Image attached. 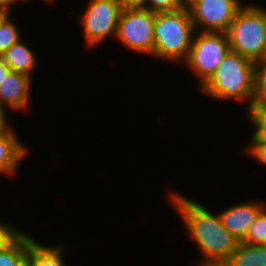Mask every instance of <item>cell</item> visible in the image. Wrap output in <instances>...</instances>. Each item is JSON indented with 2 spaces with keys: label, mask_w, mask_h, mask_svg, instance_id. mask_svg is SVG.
<instances>
[{
  "label": "cell",
  "mask_w": 266,
  "mask_h": 266,
  "mask_svg": "<svg viewBox=\"0 0 266 266\" xmlns=\"http://www.w3.org/2000/svg\"><path fill=\"white\" fill-rule=\"evenodd\" d=\"M166 198L185 225L189 238L195 242L194 246L197 245L202 254L196 265L221 266L237 249L240 241L223 226L218 212H211L198 200L181 192L169 190Z\"/></svg>",
  "instance_id": "obj_1"
},
{
  "label": "cell",
  "mask_w": 266,
  "mask_h": 266,
  "mask_svg": "<svg viewBox=\"0 0 266 266\" xmlns=\"http://www.w3.org/2000/svg\"><path fill=\"white\" fill-rule=\"evenodd\" d=\"M217 101L247 102L248 109L255 102V62L229 50L218 69L199 88Z\"/></svg>",
  "instance_id": "obj_2"
},
{
  "label": "cell",
  "mask_w": 266,
  "mask_h": 266,
  "mask_svg": "<svg viewBox=\"0 0 266 266\" xmlns=\"http://www.w3.org/2000/svg\"><path fill=\"white\" fill-rule=\"evenodd\" d=\"M196 30L188 8L156 12L152 57L182 64L188 57Z\"/></svg>",
  "instance_id": "obj_3"
},
{
  "label": "cell",
  "mask_w": 266,
  "mask_h": 266,
  "mask_svg": "<svg viewBox=\"0 0 266 266\" xmlns=\"http://www.w3.org/2000/svg\"><path fill=\"white\" fill-rule=\"evenodd\" d=\"M231 51L257 62L266 58V8L246 3L226 32Z\"/></svg>",
  "instance_id": "obj_4"
},
{
  "label": "cell",
  "mask_w": 266,
  "mask_h": 266,
  "mask_svg": "<svg viewBox=\"0 0 266 266\" xmlns=\"http://www.w3.org/2000/svg\"><path fill=\"white\" fill-rule=\"evenodd\" d=\"M229 50L226 33L196 31L189 55L181 65L198 78L197 87L200 88L218 69Z\"/></svg>",
  "instance_id": "obj_5"
},
{
  "label": "cell",
  "mask_w": 266,
  "mask_h": 266,
  "mask_svg": "<svg viewBox=\"0 0 266 266\" xmlns=\"http://www.w3.org/2000/svg\"><path fill=\"white\" fill-rule=\"evenodd\" d=\"M84 10L77 15V22L82 26L85 47L96 48L108 38L115 39L123 10L118 0H89Z\"/></svg>",
  "instance_id": "obj_6"
},
{
  "label": "cell",
  "mask_w": 266,
  "mask_h": 266,
  "mask_svg": "<svg viewBox=\"0 0 266 266\" xmlns=\"http://www.w3.org/2000/svg\"><path fill=\"white\" fill-rule=\"evenodd\" d=\"M156 12L143 7L124 8L119 17L115 40L134 53L152 56Z\"/></svg>",
  "instance_id": "obj_7"
},
{
  "label": "cell",
  "mask_w": 266,
  "mask_h": 266,
  "mask_svg": "<svg viewBox=\"0 0 266 266\" xmlns=\"http://www.w3.org/2000/svg\"><path fill=\"white\" fill-rule=\"evenodd\" d=\"M243 0H187L191 20L198 32L226 33Z\"/></svg>",
  "instance_id": "obj_8"
},
{
  "label": "cell",
  "mask_w": 266,
  "mask_h": 266,
  "mask_svg": "<svg viewBox=\"0 0 266 266\" xmlns=\"http://www.w3.org/2000/svg\"><path fill=\"white\" fill-rule=\"evenodd\" d=\"M33 80L26 74L11 71L0 83V109L6 112L30 110Z\"/></svg>",
  "instance_id": "obj_9"
},
{
  "label": "cell",
  "mask_w": 266,
  "mask_h": 266,
  "mask_svg": "<svg viewBox=\"0 0 266 266\" xmlns=\"http://www.w3.org/2000/svg\"><path fill=\"white\" fill-rule=\"evenodd\" d=\"M266 208V203L260 200L242 201L227 206L218 212L223 226L240 242H243L250 226L257 216Z\"/></svg>",
  "instance_id": "obj_10"
},
{
  "label": "cell",
  "mask_w": 266,
  "mask_h": 266,
  "mask_svg": "<svg viewBox=\"0 0 266 266\" xmlns=\"http://www.w3.org/2000/svg\"><path fill=\"white\" fill-rule=\"evenodd\" d=\"M17 136L19 135L12 126L0 135V174L10 178L16 176L19 166L30 151L28 145Z\"/></svg>",
  "instance_id": "obj_11"
},
{
  "label": "cell",
  "mask_w": 266,
  "mask_h": 266,
  "mask_svg": "<svg viewBox=\"0 0 266 266\" xmlns=\"http://www.w3.org/2000/svg\"><path fill=\"white\" fill-rule=\"evenodd\" d=\"M14 72L26 74L33 78V72L38 67L39 58L36 53L23 41V38L13 44L0 56Z\"/></svg>",
  "instance_id": "obj_12"
},
{
  "label": "cell",
  "mask_w": 266,
  "mask_h": 266,
  "mask_svg": "<svg viewBox=\"0 0 266 266\" xmlns=\"http://www.w3.org/2000/svg\"><path fill=\"white\" fill-rule=\"evenodd\" d=\"M63 244L46 245L34 241L29 248L24 266H66Z\"/></svg>",
  "instance_id": "obj_13"
},
{
  "label": "cell",
  "mask_w": 266,
  "mask_h": 266,
  "mask_svg": "<svg viewBox=\"0 0 266 266\" xmlns=\"http://www.w3.org/2000/svg\"><path fill=\"white\" fill-rule=\"evenodd\" d=\"M221 266H266V245L240 242Z\"/></svg>",
  "instance_id": "obj_14"
},
{
  "label": "cell",
  "mask_w": 266,
  "mask_h": 266,
  "mask_svg": "<svg viewBox=\"0 0 266 266\" xmlns=\"http://www.w3.org/2000/svg\"><path fill=\"white\" fill-rule=\"evenodd\" d=\"M36 240L23 230L8 246L0 251V266H24L31 244Z\"/></svg>",
  "instance_id": "obj_15"
},
{
  "label": "cell",
  "mask_w": 266,
  "mask_h": 266,
  "mask_svg": "<svg viewBox=\"0 0 266 266\" xmlns=\"http://www.w3.org/2000/svg\"><path fill=\"white\" fill-rule=\"evenodd\" d=\"M245 111V120L255 128L248 139L266 140V105H251Z\"/></svg>",
  "instance_id": "obj_16"
},
{
  "label": "cell",
  "mask_w": 266,
  "mask_h": 266,
  "mask_svg": "<svg viewBox=\"0 0 266 266\" xmlns=\"http://www.w3.org/2000/svg\"><path fill=\"white\" fill-rule=\"evenodd\" d=\"M11 15L0 27V56L22 39L21 29ZM20 29V30H19Z\"/></svg>",
  "instance_id": "obj_17"
},
{
  "label": "cell",
  "mask_w": 266,
  "mask_h": 266,
  "mask_svg": "<svg viewBox=\"0 0 266 266\" xmlns=\"http://www.w3.org/2000/svg\"><path fill=\"white\" fill-rule=\"evenodd\" d=\"M243 242L251 245H266V208L252 223Z\"/></svg>",
  "instance_id": "obj_18"
},
{
  "label": "cell",
  "mask_w": 266,
  "mask_h": 266,
  "mask_svg": "<svg viewBox=\"0 0 266 266\" xmlns=\"http://www.w3.org/2000/svg\"><path fill=\"white\" fill-rule=\"evenodd\" d=\"M266 105V58L255 62V102Z\"/></svg>",
  "instance_id": "obj_19"
},
{
  "label": "cell",
  "mask_w": 266,
  "mask_h": 266,
  "mask_svg": "<svg viewBox=\"0 0 266 266\" xmlns=\"http://www.w3.org/2000/svg\"><path fill=\"white\" fill-rule=\"evenodd\" d=\"M187 7V0H145L146 8L153 12H167L184 9Z\"/></svg>",
  "instance_id": "obj_20"
},
{
  "label": "cell",
  "mask_w": 266,
  "mask_h": 266,
  "mask_svg": "<svg viewBox=\"0 0 266 266\" xmlns=\"http://www.w3.org/2000/svg\"><path fill=\"white\" fill-rule=\"evenodd\" d=\"M248 143L247 148H244L242 153H247L249 158L266 166V140L250 139Z\"/></svg>",
  "instance_id": "obj_21"
},
{
  "label": "cell",
  "mask_w": 266,
  "mask_h": 266,
  "mask_svg": "<svg viewBox=\"0 0 266 266\" xmlns=\"http://www.w3.org/2000/svg\"><path fill=\"white\" fill-rule=\"evenodd\" d=\"M23 230L16 225L0 220V251L8 246Z\"/></svg>",
  "instance_id": "obj_22"
},
{
  "label": "cell",
  "mask_w": 266,
  "mask_h": 266,
  "mask_svg": "<svg viewBox=\"0 0 266 266\" xmlns=\"http://www.w3.org/2000/svg\"><path fill=\"white\" fill-rule=\"evenodd\" d=\"M9 115V112L0 109V135L4 134L11 126H13L9 122Z\"/></svg>",
  "instance_id": "obj_23"
},
{
  "label": "cell",
  "mask_w": 266,
  "mask_h": 266,
  "mask_svg": "<svg viewBox=\"0 0 266 266\" xmlns=\"http://www.w3.org/2000/svg\"><path fill=\"white\" fill-rule=\"evenodd\" d=\"M122 8H137L144 7L145 0H118Z\"/></svg>",
  "instance_id": "obj_24"
},
{
  "label": "cell",
  "mask_w": 266,
  "mask_h": 266,
  "mask_svg": "<svg viewBox=\"0 0 266 266\" xmlns=\"http://www.w3.org/2000/svg\"><path fill=\"white\" fill-rule=\"evenodd\" d=\"M10 66L0 57V83H2L11 72Z\"/></svg>",
  "instance_id": "obj_25"
},
{
  "label": "cell",
  "mask_w": 266,
  "mask_h": 266,
  "mask_svg": "<svg viewBox=\"0 0 266 266\" xmlns=\"http://www.w3.org/2000/svg\"><path fill=\"white\" fill-rule=\"evenodd\" d=\"M16 3H19V0H0V9L11 12Z\"/></svg>",
  "instance_id": "obj_26"
},
{
  "label": "cell",
  "mask_w": 266,
  "mask_h": 266,
  "mask_svg": "<svg viewBox=\"0 0 266 266\" xmlns=\"http://www.w3.org/2000/svg\"><path fill=\"white\" fill-rule=\"evenodd\" d=\"M12 14L10 11L0 9V27L3 22Z\"/></svg>",
  "instance_id": "obj_27"
},
{
  "label": "cell",
  "mask_w": 266,
  "mask_h": 266,
  "mask_svg": "<svg viewBox=\"0 0 266 266\" xmlns=\"http://www.w3.org/2000/svg\"><path fill=\"white\" fill-rule=\"evenodd\" d=\"M43 1V0H42ZM46 1V3L48 2V4H52V2L54 3L55 1H57V0H44V2Z\"/></svg>",
  "instance_id": "obj_28"
},
{
  "label": "cell",
  "mask_w": 266,
  "mask_h": 266,
  "mask_svg": "<svg viewBox=\"0 0 266 266\" xmlns=\"http://www.w3.org/2000/svg\"><path fill=\"white\" fill-rule=\"evenodd\" d=\"M23 1H24V3H25V2H26V3H27V2H30V1H28V0H22L21 2H23ZM19 2H20V0H19Z\"/></svg>",
  "instance_id": "obj_29"
}]
</instances>
